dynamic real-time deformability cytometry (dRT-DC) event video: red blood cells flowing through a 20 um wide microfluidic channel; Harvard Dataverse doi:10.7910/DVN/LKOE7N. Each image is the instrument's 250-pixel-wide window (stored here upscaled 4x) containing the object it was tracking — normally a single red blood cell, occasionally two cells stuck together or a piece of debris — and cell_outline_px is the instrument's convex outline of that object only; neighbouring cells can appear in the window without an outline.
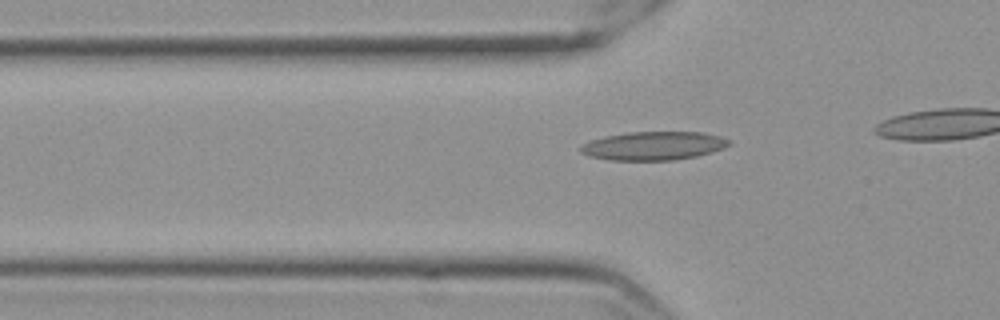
{"species": "Egyptian fruit bat (a non-hibernating species)", "species_latin": "Rousettus aegyptiacus", "temperature_condition": "cold", "stored_images_in_passage": 8, "camera_frame_rate_fps": 3000, "um_per_image_px": 0.085, "frame": {"image": 1, "passage_image": 2, "time_ms": 0.333, "image_size_px": [1000, 320], "cell_outline_px": [[732, 144], [724, 148], [696, 156], [672, 160], [612, 160], [592, 156], [580, 152], [580, 144], [604, 136], [628, 132], [700, 132], [720, 136], [728, 140]], "centroid_in_image_um": [55.54, 12.39], "position_along_channel_um": 70.3, "area_um2": 24.51}}
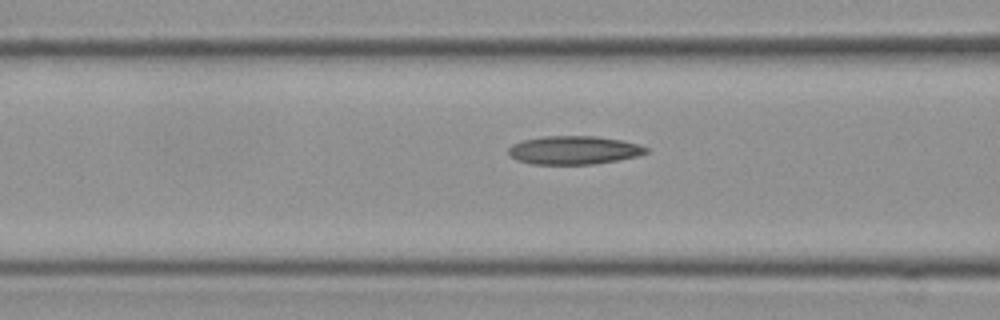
{"frame": {"image": 2, "passage_image": 6, "time_ms": 1.667, "image_size_px": [1000, 320], "cell_outline_px": [[648, 152], [636, 156], [616, 160], [592, 164], [532, 164], [516, 160], [508, 152], [508, 148], [512, 144], [524, 140], [544, 136], [596, 136], [624, 140], [648, 148]], "centroid_in_image_um": [48.76, 12.76], "position_along_channel_um": 117.8, "area_um2": 22.66}}